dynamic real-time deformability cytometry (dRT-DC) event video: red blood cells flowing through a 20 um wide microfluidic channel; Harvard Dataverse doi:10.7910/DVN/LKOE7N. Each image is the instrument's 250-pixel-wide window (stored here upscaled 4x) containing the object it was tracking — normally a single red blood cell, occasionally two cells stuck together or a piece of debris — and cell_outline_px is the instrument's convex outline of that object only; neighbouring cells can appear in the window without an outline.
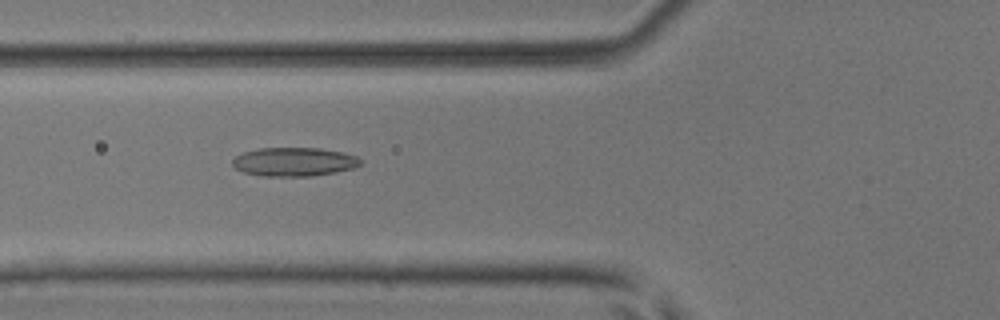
{"species": "common noctule bat (a hibernating species)", "species_latin": "Nyctalus noctula", "temperature_condition": "room temperature", "stored_images_in_passage": 7, "camera_frame_rate_fps": 3000, "um_per_image_px": 0.085, "animal": {"sex": "male", "body_mass_g": 17.9, "forearm_length_mm": 54.2}, "frame": {"image": 1, "passage_image": 6, "time_ms": 1.667, "image_size_px": [1000, 320], "cell_outline_px": [[360, 164], [356, 168], [336, 172], [312, 176], [260, 176], [244, 172], [236, 168], [232, 164], [232, 160], [236, 156], [244, 152], [260, 148], [320, 148], [344, 152], [356, 156], [360, 160]], "centroid_in_image_um": [25.01, 13.76], "position_along_channel_um": 100.8, "area_um2": 21.5}}
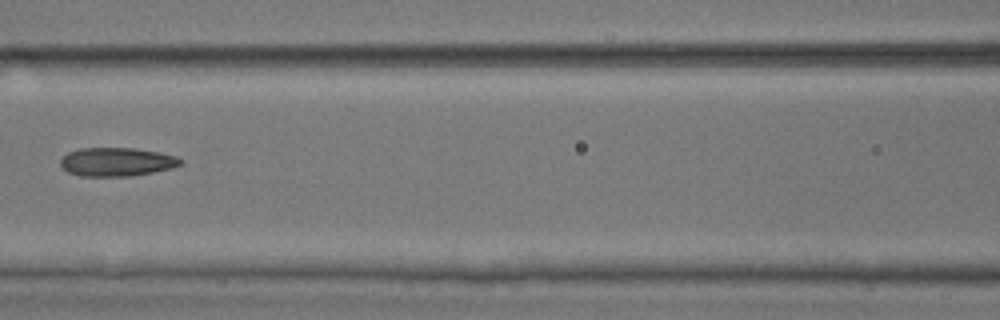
{"frame": {"image": 2, "passage_image": 7, "time_ms": 2.0, "image_size_px": [1000, 320], "cell_outline_px": [[184, 164], [172, 168], [152, 172], [128, 176], [80, 176], [68, 172], [60, 164], [60, 160], [68, 152], [80, 148], [132, 148], [160, 152], [176, 156], [184, 160]], "centroid_in_image_um": [9.95, 13.75], "position_along_channel_um": 156.6, "area_um2": 20.06}}